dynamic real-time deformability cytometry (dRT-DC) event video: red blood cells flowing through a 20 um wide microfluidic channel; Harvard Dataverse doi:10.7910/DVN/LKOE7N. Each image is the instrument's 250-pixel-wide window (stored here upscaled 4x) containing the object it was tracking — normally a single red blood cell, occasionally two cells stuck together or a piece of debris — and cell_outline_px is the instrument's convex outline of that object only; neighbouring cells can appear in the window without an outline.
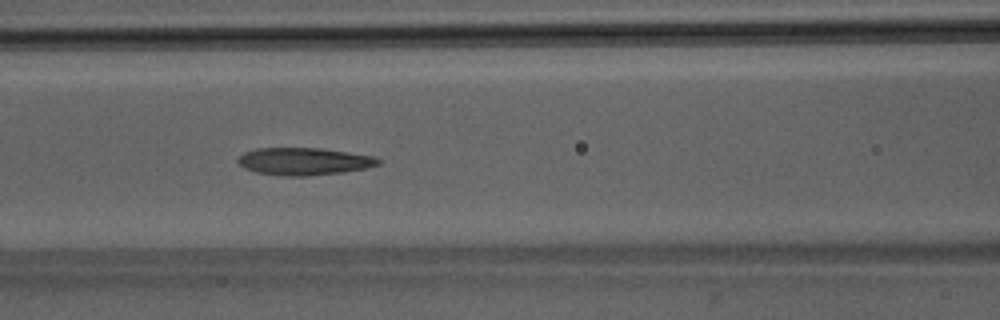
{"species": "Egyptian fruit bat (a non-hibernating species)", "species_latin": "Rousettus aegyptiacus", "temperature_condition": "room temperature", "stored_images_in_passage": 50, "camera_frame_rate_fps": 3000, "um_per_image_px": 0.085, "animal": {"sex": "male"}, "frame": {"image": 1, "passage_image": 21, "time_ms": 6.667, "image_size_px": [1000, 320], "cell_outline_px": [[380, 164], [368, 168], [344, 172], [308, 176], [284, 176], [256, 172], [244, 168], [236, 160], [244, 152], [256, 148], [320, 148], [376, 156], [380, 160]], "centroid_in_image_um": [25.86, 13.72], "position_along_channel_um": 140.7, "area_um2": 22.54}}
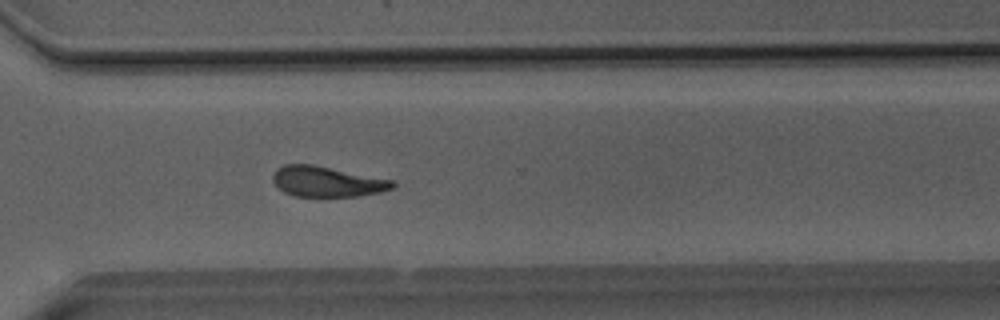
{"frame": {"image": 2, "passage_image": 36, "time_ms": 11.667, "image_size_px": [1000, 320], "cell_outline_px": [[396, 184], [392, 188], [380, 192], [356, 196], [292, 196], [284, 192], [272, 180], [272, 176], [276, 168], [284, 164], [312, 164], [396, 180]], "centroid_in_image_um": [27.8, 15.42], "position_along_channel_um": 342.8, "area_um2": 21.33}}
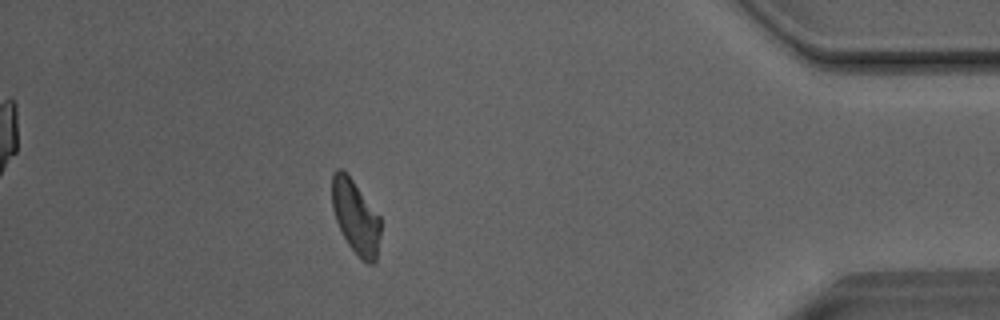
{"frame": {"image": 3, "passage_image": 44, "time_ms": 14.333, "image_size_px": [1000, 320], "cell_outline_px": [[380, 236], [376, 264], [368, 264], [360, 260], [348, 244], [336, 220], [332, 208], [332, 172], [336, 168], [340, 168], [352, 180], [380, 216]], "centroid_in_image_um": [30.24, 18.49], "position_along_channel_um": 405.0, "area_um2": 20.87}, "authors_computed_cell_mechanics": {"area_um2": 22.3975, "velocity_mm_per_s": 4.0533, "shape_relaxation_time_tau1_ms": 5.0177, "shape_relaxation_time_tau2_ms": 3.5653, "deformation_change_tau1": 0.1658, "deformation_change_tau2": 0.1267}}